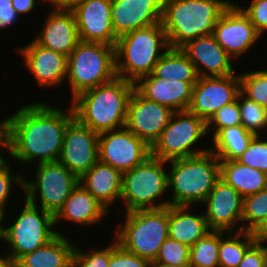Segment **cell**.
Returning <instances> with one entry per match:
<instances>
[{
  "mask_svg": "<svg viewBox=\"0 0 267 267\" xmlns=\"http://www.w3.org/2000/svg\"><path fill=\"white\" fill-rule=\"evenodd\" d=\"M12 0H0V10H11Z\"/></svg>",
  "mask_w": 267,
  "mask_h": 267,
  "instance_id": "cell-51",
  "label": "cell"
},
{
  "mask_svg": "<svg viewBox=\"0 0 267 267\" xmlns=\"http://www.w3.org/2000/svg\"><path fill=\"white\" fill-rule=\"evenodd\" d=\"M190 208L193 209L192 206H169V237L188 247L211 231L204 213L195 215Z\"/></svg>",
  "mask_w": 267,
  "mask_h": 267,
  "instance_id": "cell-26",
  "label": "cell"
},
{
  "mask_svg": "<svg viewBox=\"0 0 267 267\" xmlns=\"http://www.w3.org/2000/svg\"><path fill=\"white\" fill-rule=\"evenodd\" d=\"M34 40L41 46L69 56L80 41L73 11L52 8Z\"/></svg>",
  "mask_w": 267,
  "mask_h": 267,
  "instance_id": "cell-22",
  "label": "cell"
},
{
  "mask_svg": "<svg viewBox=\"0 0 267 267\" xmlns=\"http://www.w3.org/2000/svg\"><path fill=\"white\" fill-rule=\"evenodd\" d=\"M37 0H12L11 4L17 14L22 17L21 15L34 11L37 4L40 5V2ZM46 0H42V5L45 4Z\"/></svg>",
  "mask_w": 267,
  "mask_h": 267,
  "instance_id": "cell-45",
  "label": "cell"
},
{
  "mask_svg": "<svg viewBox=\"0 0 267 267\" xmlns=\"http://www.w3.org/2000/svg\"><path fill=\"white\" fill-rule=\"evenodd\" d=\"M209 136L204 119L188 110L176 111L151 146V155L165 161L199 155L209 151L210 146L203 149L195 148V145L202 143L203 137L210 138Z\"/></svg>",
  "mask_w": 267,
  "mask_h": 267,
  "instance_id": "cell-10",
  "label": "cell"
},
{
  "mask_svg": "<svg viewBox=\"0 0 267 267\" xmlns=\"http://www.w3.org/2000/svg\"><path fill=\"white\" fill-rule=\"evenodd\" d=\"M83 252L75 246L72 267H108L109 266V245L104 248H93Z\"/></svg>",
  "mask_w": 267,
  "mask_h": 267,
  "instance_id": "cell-40",
  "label": "cell"
},
{
  "mask_svg": "<svg viewBox=\"0 0 267 267\" xmlns=\"http://www.w3.org/2000/svg\"><path fill=\"white\" fill-rule=\"evenodd\" d=\"M87 0H46L54 9L73 11L76 7L83 4Z\"/></svg>",
  "mask_w": 267,
  "mask_h": 267,
  "instance_id": "cell-47",
  "label": "cell"
},
{
  "mask_svg": "<svg viewBox=\"0 0 267 267\" xmlns=\"http://www.w3.org/2000/svg\"><path fill=\"white\" fill-rule=\"evenodd\" d=\"M267 218V186L252 195L243 198V230L254 232Z\"/></svg>",
  "mask_w": 267,
  "mask_h": 267,
  "instance_id": "cell-33",
  "label": "cell"
},
{
  "mask_svg": "<svg viewBox=\"0 0 267 267\" xmlns=\"http://www.w3.org/2000/svg\"><path fill=\"white\" fill-rule=\"evenodd\" d=\"M237 267H267V252L264 244L255 242L244 254Z\"/></svg>",
  "mask_w": 267,
  "mask_h": 267,
  "instance_id": "cell-43",
  "label": "cell"
},
{
  "mask_svg": "<svg viewBox=\"0 0 267 267\" xmlns=\"http://www.w3.org/2000/svg\"><path fill=\"white\" fill-rule=\"evenodd\" d=\"M206 123L207 133H212L211 138H213L223 128L242 125L237 99L217 110Z\"/></svg>",
  "mask_w": 267,
  "mask_h": 267,
  "instance_id": "cell-37",
  "label": "cell"
},
{
  "mask_svg": "<svg viewBox=\"0 0 267 267\" xmlns=\"http://www.w3.org/2000/svg\"><path fill=\"white\" fill-rule=\"evenodd\" d=\"M238 162L267 174V135H255Z\"/></svg>",
  "mask_w": 267,
  "mask_h": 267,
  "instance_id": "cell-36",
  "label": "cell"
},
{
  "mask_svg": "<svg viewBox=\"0 0 267 267\" xmlns=\"http://www.w3.org/2000/svg\"><path fill=\"white\" fill-rule=\"evenodd\" d=\"M111 0H87L73 10L80 41L101 42L116 46Z\"/></svg>",
  "mask_w": 267,
  "mask_h": 267,
  "instance_id": "cell-19",
  "label": "cell"
},
{
  "mask_svg": "<svg viewBox=\"0 0 267 267\" xmlns=\"http://www.w3.org/2000/svg\"><path fill=\"white\" fill-rule=\"evenodd\" d=\"M36 165L34 180L27 181L23 178V196L31 204L55 216L79 183V179L59 161Z\"/></svg>",
  "mask_w": 267,
  "mask_h": 267,
  "instance_id": "cell-11",
  "label": "cell"
},
{
  "mask_svg": "<svg viewBox=\"0 0 267 267\" xmlns=\"http://www.w3.org/2000/svg\"><path fill=\"white\" fill-rule=\"evenodd\" d=\"M240 92L249 100L267 108V69L238 74Z\"/></svg>",
  "mask_w": 267,
  "mask_h": 267,
  "instance_id": "cell-35",
  "label": "cell"
},
{
  "mask_svg": "<svg viewBox=\"0 0 267 267\" xmlns=\"http://www.w3.org/2000/svg\"><path fill=\"white\" fill-rule=\"evenodd\" d=\"M5 152H8V156H11V135L7 122L0 127V169L11 162L6 160L8 156L5 158L6 155H3Z\"/></svg>",
  "mask_w": 267,
  "mask_h": 267,
  "instance_id": "cell-44",
  "label": "cell"
},
{
  "mask_svg": "<svg viewBox=\"0 0 267 267\" xmlns=\"http://www.w3.org/2000/svg\"><path fill=\"white\" fill-rule=\"evenodd\" d=\"M239 6L249 16L250 22L257 31L265 34L267 31V0H252L249 6Z\"/></svg>",
  "mask_w": 267,
  "mask_h": 267,
  "instance_id": "cell-42",
  "label": "cell"
},
{
  "mask_svg": "<svg viewBox=\"0 0 267 267\" xmlns=\"http://www.w3.org/2000/svg\"><path fill=\"white\" fill-rule=\"evenodd\" d=\"M151 147L126 127L102 132L98 140V161L123 173L143 163Z\"/></svg>",
  "mask_w": 267,
  "mask_h": 267,
  "instance_id": "cell-12",
  "label": "cell"
},
{
  "mask_svg": "<svg viewBox=\"0 0 267 267\" xmlns=\"http://www.w3.org/2000/svg\"><path fill=\"white\" fill-rule=\"evenodd\" d=\"M169 48L162 23L118 37L115 46L116 75L136 83L153 72L155 64Z\"/></svg>",
  "mask_w": 267,
  "mask_h": 267,
  "instance_id": "cell-5",
  "label": "cell"
},
{
  "mask_svg": "<svg viewBox=\"0 0 267 267\" xmlns=\"http://www.w3.org/2000/svg\"><path fill=\"white\" fill-rule=\"evenodd\" d=\"M135 83L116 76L89 89L71 101L75 118L92 131L102 132L125 127L127 106Z\"/></svg>",
  "mask_w": 267,
  "mask_h": 267,
  "instance_id": "cell-2",
  "label": "cell"
},
{
  "mask_svg": "<svg viewBox=\"0 0 267 267\" xmlns=\"http://www.w3.org/2000/svg\"><path fill=\"white\" fill-rule=\"evenodd\" d=\"M255 242L252 232L244 230L238 232L219 231L218 258L220 267H237L242 261L245 252Z\"/></svg>",
  "mask_w": 267,
  "mask_h": 267,
  "instance_id": "cell-31",
  "label": "cell"
},
{
  "mask_svg": "<svg viewBox=\"0 0 267 267\" xmlns=\"http://www.w3.org/2000/svg\"><path fill=\"white\" fill-rule=\"evenodd\" d=\"M170 205L195 206L203 203L220 178V160L211 151L167 161ZM172 189L173 191H171Z\"/></svg>",
  "mask_w": 267,
  "mask_h": 267,
  "instance_id": "cell-4",
  "label": "cell"
},
{
  "mask_svg": "<svg viewBox=\"0 0 267 267\" xmlns=\"http://www.w3.org/2000/svg\"><path fill=\"white\" fill-rule=\"evenodd\" d=\"M190 247L168 237L162 244L155 262L165 265L189 264Z\"/></svg>",
  "mask_w": 267,
  "mask_h": 267,
  "instance_id": "cell-38",
  "label": "cell"
},
{
  "mask_svg": "<svg viewBox=\"0 0 267 267\" xmlns=\"http://www.w3.org/2000/svg\"><path fill=\"white\" fill-rule=\"evenodd\" d=\"M4 212L0 210V240H3L4 219H6Z\"/></svg>",
  "mask_w": 267,
  "mask_h": 267,
  "instance_id": "cell-52",
  "label": "cell"
},
{
  "mask_svg": "<svg viewBox=\"0 0 267 267\" xmlns=\"http://www.w3.org/2000/svg\"><path fill=\"white\" fill-rule=\"evenodd\" d=\"M173 112L134 89L128 101L125 127L151 147L168 125Z\"/></svg>",
  "mask_w": 267,
  "mask_h": 267,
  "instance_id": "cell-17",
  "label": "cell"
},
{
  "mask_svg": "<svg viewBox=\"0 0 267 267\" xmlns=\"http://www.w3.org/2000/svg\"><path fill=\"white\" fill-rule=\"evenodd\" d=\"M195 83L165 80L152 73L141 77L135 89L146 99L169 107L174 112L187 110Z\"/></svg>",
  "mask_w": 267,
  "mask_h": 267,
  "instance_id": "cell-23",
  "label": "cell"
},
{
  "mask_svg": "<svg viewBox=\"0 0 267 267\" xmlns=\"http://www.w3.org/2000/svg\"><path fill=\"white\" fill-rule=\"evenodd\" d=\"M254 136L242 125L226 127L212 138L210 150L220 161L236 160L246 151Z\"/></svg>",
  "mask_w": 267,
  "mask_h": 267,
  "instance_id": "cell-30",
  "label": "cell"
},
{
  "mask_svg": "<svg viewBox=\"0 0 267 267\" xmlns=\"http://www.w3.org/2000/svg\"><path fill=\"white\" fill-rule=\"evenodd\" d=\"M75 244L64 234H57L46 245L18 260L19 267H72Z\"/></svg>",
  "mask_w": 267,
  "mask_h": 267,
  "instance_id": "cell-27",
  "label": "cell"
},
{
  "mask_svg": "<svg viewBox=\"0 0 267 267\" xmlns=\"http://www.w3.org/2000/svg\"><path fill=\"white\" fill-rule=\"evenodd\" d=\"M149 267H192L190 264H181V265H165V264H161L155 261L150 262Z\"/></svg>",
  "mask_w": 267,
  "mask_h": 267,
  "instance_id": "cell-50",
  "label": "cell"
},
{
  "mask_svg": "<svg viewBox=\"0 0 267 267\" xmlns=\"http://www.w3.org/2000/svg\"><path fill=\"white\" fill-rule=\"evenodd\" d=\"M253 236L257 243L267 244V218L253 232Z\"/></svg>",
  "mask_w": 267,
  "mask_h": 267,
  "instance_id": "cell-48",
  "label": "cell"
},
{
  "mask_svg": "<svg viewBox=\"0 0 267 267\" xmlns=\"http://www.w3.org/2000/svg\"><path fill=\"white\" fill-rule=\"evenodd\" d=\"M109 244V266L108 267H149L150 261L141 258L124 249L112 237Z\"/></svg>",
  "mask_w": 267,
  "mask_h": 267,
  "instance_id": "cell-39",
  "label": "cell"
},
{
  "mask_svg": "<svg viewBox=\"0 0 267 267\" xmlns=\"http://www.w3.org/2000/svg\"><path fill=\"white\" fill-rule=\"evenodd\" d=\"M115 46L79 41L68 56L67 80L71 101L84 91L116 77Z\"/></svg>",
  "mask_w": 267,
  "mask_h": 267,
  "instance_id": "cell-7",
  "label": "cell"
},
{
  "mask_svg": "<svg viewBox=\"0 0 267 267\" xmlns=\"http://www.w3.org/2000/svg\"><path fill=\"white\" fill-rule=\"evenodd\" d=\"M152 74L165 80L196 83L198 74L194 64L181 48H169L155 64Z\"/></svg>",
  "mask_w": 267,
  "mask_h": 267,
  "instance_id": "cell-29",
  "label": "cell"
},
{
  "mask_svg": "<svg viewBox=\"0 0 267 267\" xmlns=\"http://www.w3.org/2000/svg\"><path fill=\"white\" fill-rule=\"evenodd\" d=\"M24 206L11 225L4 221L3 242L8 244L6 254L19 260L22 256L46 245L57 234L54 216L24 198ZM6 225V226H5Z\"/></svg>",
  "mask_w": 267,
  "mask_h": 267,
  "instance_id": "cell-9",
  "label": "cell"
},
{
  "mask_svg": "<svg viewBox=\"0 0 267 267\" xmlns=\"http://www.w3.org/2000/svg\"><path fill=\"white\" fill-rule=\"evenodd\" d=\"M0 267H19L18 261L15 260L12 256L5 254L0 256Z\"/></svg>",
  "mask_w": 267,
  "mask_h": 267,
  "instance_id": "cell-49",
  "label": "cell"
},
{
  "mask_svg": "<svg viewBox=\"0 0 267 267\" xmlns=\"http://www.w3.org/2000/svg\"><path fill=\"white\" fill-rule=\"evenodd\" d=\"M181 50L194 64L199 77L235 74L233 58L221 47L213 34L190 40Z\"/></svg>",
  "mask_w": 267,
  "mask_h": 267,
  "instance_id": "cell-21",
  "label": "cell"
},
{
  "mask_svg": "<svg viewBox=\"0 0 267 267\" xmlns=\"http://www.w3.org/2000/svg\"><path fill=\"white\" fill-rule=\"evenodd\" d=\"M239 93L240 78L237 73L228 76L198 77L187 110L207 122L217 110L234 102Z\"/></svg>",
  "mask_w": 267,
  "mask_h": 267,
  "instance_id": "cell-14",
  "label": "cell"
},
{
  "mask_svg": "<svg viewBox=\"0 0 267 267\" xmlns=\"http://www.w3.org/2000/svg\"><path fill=\"white\" fill-rule=\"evenodd\" d=\"M204 217L210 230L243 231V197L232 186L219 178L204 200ZM239 222V223H238ZM234 226V227H233Z\"/></svg>",
  "mask_w": 267,
  "mask_h": 267,
  "instance_id": "cell-16",
  "label": "cell"
},
{
  "mask_svg": "<svg viewBox=\"0 0 267 267\" xmlns=\"http://www.w3.org/2000/svg\"><path fill=\"white\" fill-rule=\"evenodd\" d=\"M219 231L211 230L190 247L189 264L192 267H220Z\"/></svg>",
  "mask_w": 267,
  "mask_h": 267,
  "instance_id": "cell-32",
  "label": "cell"
},
{
  "mask_svg": "<svg viewBox=\"0 0 267 267\" xmlns=\"http://www.w3.org/2000/svg\"><path fill=\"white\" fill-rule=\"evenodd\" d=\"M99 134L74 118L67 126L58 161L80 179L98 161Z\"/></svg>",
  "mask_w": 267,
  "mask_h": 267,
  "instance_id": "cell-15",
  "label": "cell"
},
{
  "mask_svg": "<svg viewBox=\"0 0 267 267\" xmlns=\"http://www.w3.org/2000/svg\"><path fill=\"white\" fill-rule=\"evenodd\" d=\"M165 166H168L167 161L150 155L143 163L123 173L120 200L125 204V212L170 206L169 200L163 198L168 191Z\"/></svg>",
  "mask_w": 267,
  "mask_h": 267,
  "instance_id": "cell-8",
  "label": "cell"
},
{
  "mask_svg": "<svg viewBox=\"0 0 267 267\" xmlns=\"http://www.w3.org/2000/svg\"><path fill=\"white\" fill-rule=\"evenodd\" d=\"M213 35L233 60L244 56L262 37L250 22L249 16L234 2L220 16Z\"/></svg>",
  "mask_w": 267,
  "mask_h": 267,
  "instance_id": "cell-13",
  "label": "cell"
},
{
  "mask_svg": "<svg viewBox=\"0 0 267 267\" xmlns=\"http://www.w3.org/2000/svg\"><path fill=\"white\" fill-rule=\"evenodd\" d=\"M14 50L23 57V64L33 75L38 87L58 88L66 83L68 56L65 54L45 48L34 39Z\"/></svg>",
  "mask_w": 267,
  "mask_h": 267,
  "instance_id": "cell-18",
  "label": "cell"
},
{
  "mask_svg": "<svg viewBox=\"0 0 267 267\" xmlns=\"http://www.w3.org/2000/svg\"><path fill=\"white\" fill-rule=\"evenodd\" d=\"M123 220L124 224H115L113 238L127 251L150 262L155 261L169 237V206L126 212Z\"/></svg>",
  "mask_w": 267,
  "mask_h": 267,
  "instance_id": "cell-6",
  "label": "cell"
},
{
  "mask_svg": "<svg viewBox=\"0 0 267 267\" xmlns=\"http://www.w3.org/2000/svg\"><path fill=\"white\" fill-rule=\"evenodd\" d=\"M20 16L17 14L15 9L11 7V10H0V30H4L11 25L13 26L19 19Z\"/></svg>",
  "mask_w": 267,
  "mask_h": 267,
  "instance_id": "cell-46",
  "label": "cell"
},
{
  "mask_svg": "<svg viewBox=\"0 0 267 267\" xmlns=\"http://www.w3.org/2000/svg\"><path fill=\"white\" fill-rule=\"evenodd\" d=\"M242 126L255 135L267 130V108L249 100L241 92L237 96ZM265 130V131H264Z\"/></svg>",
  "mask_w": 267,
  "mask_h": 267,
  "instance_id": "cell-34",
  "label": "cell"
},
{
  "mask_svg": "<svg viewBox=\"0 0 267 267\" xmlns=\"http://www.w3.org/2000/svg\"><path fill=\"white\" fill-rule=\"evenodd\" d=\"M10 164L0 169V210L6 213L5 207H8L10 196L12 193L13 185H18L19 188L23 189V178L24 173L13 172ZM7 204V205H6Z\"/></svg>",
  "mask_w": 267,
  "mask_h": 267,
  "instance_id": "cell-41",
  "label": "cell"
},
{
  "mask_svg": "<svg viewBox=\"0 0 267 267\" xmlns=\"http://www.w3.org/2000/svg\"><path fill=\"white\" fill-rule=\"evenodd\" d=\"M6 122V119L0 121V127Z\"/></svg>",
  "mask_w": 267,
  "mask_h": 267,
  "instance_id": "cell-53",
  "label": "cell"
},
{
  "mask_svg": "<svg viewBox=\"0 0 267 267\" xmlns=\"http://www.w3.org/2000/svg\"><path fill=\"white\" fill-rule=\"evenodd\" d=\"M123 172L97 161L79 183L109 211L121 199Z\"/></svg>",
  "mask_w": 267,
  "mask_h": 267,
  "instance_id": "cell-25",
  "label": "cell"
},
{
  "mask_svg": "<svg viewBox=\"0 0 267 267\" xmlns=\"http://www.w3.org/2000/svg\"><path fill=\"white\" fill-rule=\"evenodd\" d=\"M66 110L40 100L24 104L7 116L11 160L24 165L36 160L34 164L58 161L66 128L75 118L71 105Z\"/></svg>",
  "mask_w": 267,
  "mask_h": 267,
  "instance_id": "cell-1",
  "label": "cell"
},
{
  "mask_svg": "<svg viewBox=\"0 0 267 267\" xmlns=\"http://www.w3.org/2000/svg\"><path fill=\"white\" fill-rule=\"evenodd\" d=\"M108 210L96 200L80 183L72 190L62 208L54 216L55 226L60 221L93 227L105 220Z\"/></svg>",
  "mask_w": 267,
  "mask_h": 267,
  "instance_id": "cell-24",
  "label": "cell"
},
{
  "mask_svg": "<svg viewBox=\"0 0 267 267\" xmlns=\"http://www.w3.org/2000/svg\"><path fill=\"white\" fill-rule=\"evenodd\" d=\"M230 0H164L161 23L170 48L211 35Z\"/></svg>",
  "mask_w": 267,
  "mask_h": 267,
  "instance_id": "cell-3",
  "label": "cell"
},
{
  "mask_svg": "<svg viewBox=\"0 0 267 267\" xmlns=\"http://www.w3.org/2000/svg\"><path fill=\"white\" fill-rule=\"evenodd\" d=\"M220 178L232 186L243 198L267 186V174L237 160L220 161Z\"/></svg>",
  "mask_w": 267,
  "mask_h": 267,
  "instance_id": "cell-28",
  "label": "cell"
},
{
  "mask_svg": "<svg viewBox=\"0 0 267 267\" xmlns=\"http://www.w3.org/2000/svg\"><path fill=\"white\" fill-rule=\"evenodd\" d=\"M113 31L117 37L161 23L164 0H111Z\"/></svg>",
  "mask_w": 267,
  "mask_h": 267,
  "instance_id": "cell-20",
  "label": "cell"
}]
</instances>
